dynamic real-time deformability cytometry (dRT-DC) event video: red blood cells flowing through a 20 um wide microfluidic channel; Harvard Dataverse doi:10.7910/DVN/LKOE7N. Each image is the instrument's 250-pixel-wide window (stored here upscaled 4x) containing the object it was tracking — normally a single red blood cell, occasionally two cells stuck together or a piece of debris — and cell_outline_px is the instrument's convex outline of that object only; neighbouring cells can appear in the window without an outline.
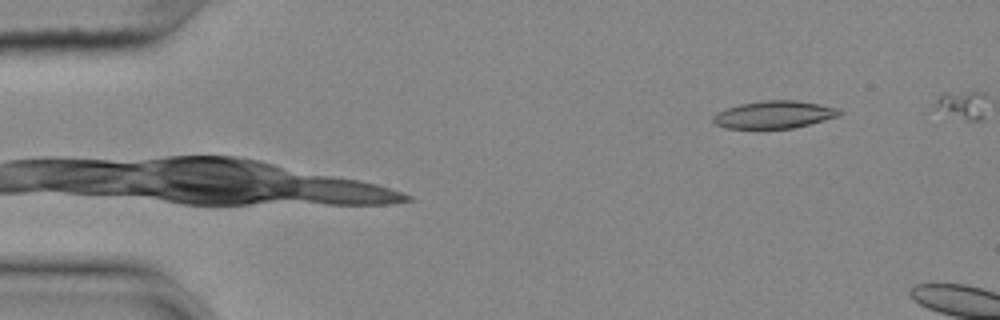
{"species": "common noctule bat (a hibernating species)", "species_latin": "Nyctalus noctula", "temperature_condition": "cold", "stored_images_in_passage": 5, "camera_frame_rate_fps": 3000, "um_per_image_px": 0.085, "animal": {"sex": "female", "body_mass_g": 25.1}, "frame": {"image": 1, "passage_image": 1, "time_ms": 0.0, "image_size_px": [1000, 320], "cell_outline_px": [[844, 112], [840, 116], [792, 128], [724, 128], [716, 124], [712, 120], [712, 116], [716, 112], [740, 104], [768, 100], [796, 100], [820, 104], [836, 108]], "centroid_in_image_um": [65.8, 9.74], "position_along_channel_um": 19.2, "area_um2": 20.11}}